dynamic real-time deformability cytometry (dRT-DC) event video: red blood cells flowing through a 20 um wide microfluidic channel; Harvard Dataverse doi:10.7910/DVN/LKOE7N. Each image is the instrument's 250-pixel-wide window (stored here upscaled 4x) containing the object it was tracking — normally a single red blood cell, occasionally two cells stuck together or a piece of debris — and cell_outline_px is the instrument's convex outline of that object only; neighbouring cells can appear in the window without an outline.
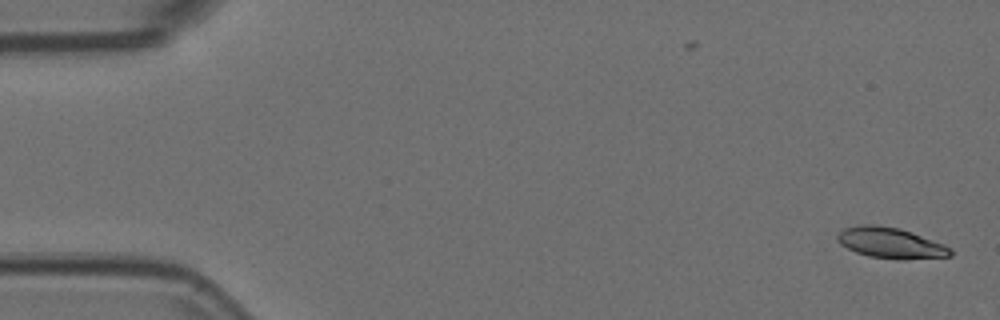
{"species": "Egyptian fruit bat (a non-hibernating species)", "species_latin": "Rousettus aegyptiacus", "temperature_condition": "room temperature", "stored_images_in_passage": 54, "camera_frame_rate_fps": 3000, "um_per_image_px": 0.085, "animal": {"sex": "female"}, "frame": {"image": 1, "passage_image": 1, "time_ms": 0.0, "image_size_px": [1000, 320], "cell_outline_px": [[952, 256], [904, 260], [896, 260], [868, 256], [856, 252], [840, 244], [836, 240], [836, 236], [844, 228], [864, 224], [872, 224], [900, 228], [912, 232], [944, 244], [952, 248]], "centroid_in_image_um": [75.72, 20.66], "position_along_channel_um": 9.3, "area_um2": 20.46}}
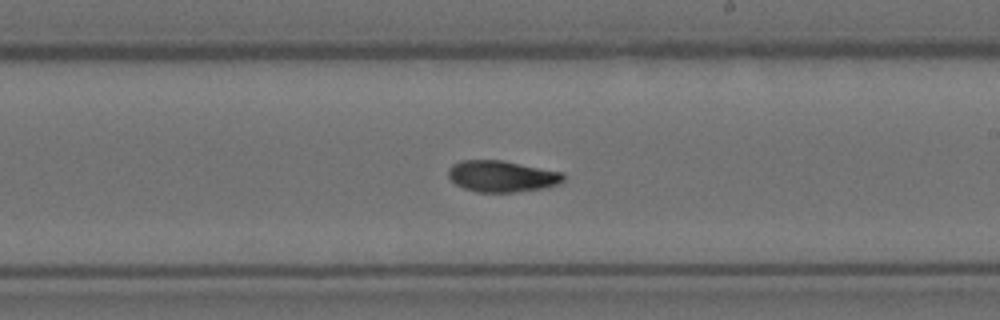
{"frame": {"image": 2, "passage_image": 31, "time_ms": 10.0, "image_size_px": [1000, 320], "cell_outline_px": [[564, 180], [560, 184], [544, 188], [512, 192], [476, 192], [464, 188], [456, 184], [448, 176], [448, 168], [452, 164], [460, 160], [504, 160], [564, 172]], "centroid_in_image_um": [42.67, 14.97], "position_along_channel_um": 246.3, "area_um2": 21.27}}
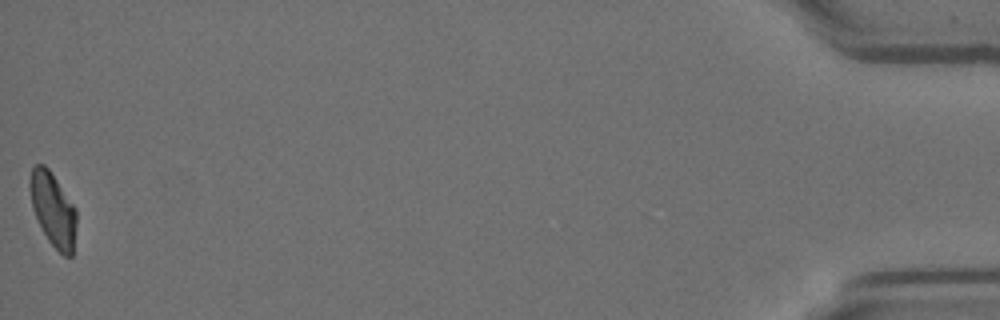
{"frame": {"image": 3, "passage_image": 54, "time_ms": 17.667, "image_size_px": [1000, 320], "cell_outline_px": [[76, 224], [72, 256], [64, 256], [48, 240], [32, 208], [28, 184], [32, 168], [36, 164], [44, 164], [48, 168], [76, 208]], "centroid_in_image_um": [4.5, 17.78], "position_along_channel_um": 430.7, "area_um2": 19.77}, "authors_computed_cell_mechanics": {"area_um2": 20.7791, "velocity_mm_per_s": 3.7129, "shape_relaxation_time_tau1_ms": null, "shape_relaxation_time_tau2_ms": 3.8897, "deformation_change_tau1": null, "deformation_change_tau2": 0.0869}}